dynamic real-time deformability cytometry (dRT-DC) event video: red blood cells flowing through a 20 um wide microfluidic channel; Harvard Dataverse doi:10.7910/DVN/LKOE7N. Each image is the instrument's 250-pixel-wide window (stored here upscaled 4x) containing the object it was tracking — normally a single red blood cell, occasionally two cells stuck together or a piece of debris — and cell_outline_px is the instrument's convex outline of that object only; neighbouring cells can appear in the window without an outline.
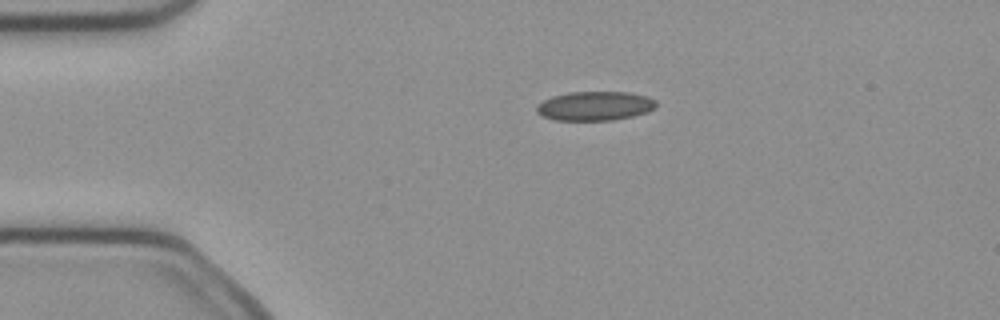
{"species": "common noctule bat (a hibernating species)", "species_latin": "Nyctalus noctula", "temperature_condition": "cold", "stored_images_in_passage": 41, "camera_frame_rate_fps": 3000, "um_per_image_px": 0.085, "animal": {"sex": "female", "body_mass_g": 21.9}, "frame": {"image": 1, "passage_image": 1, "time_ms": 0.0, "image_size_px": [1000, 320], "cell_outline_px": [[656, 108], [648, 112], [632, 116], [612, 120], [552, 120], [536, 112], [536, 104], [552, 96], [568, 92], [628, 92], [648, 96], [656, 100]], "centroid_in_image_um": [50.57, 9.0], "position_along_channel_um": 34.4, "area_um2": 20.46}}
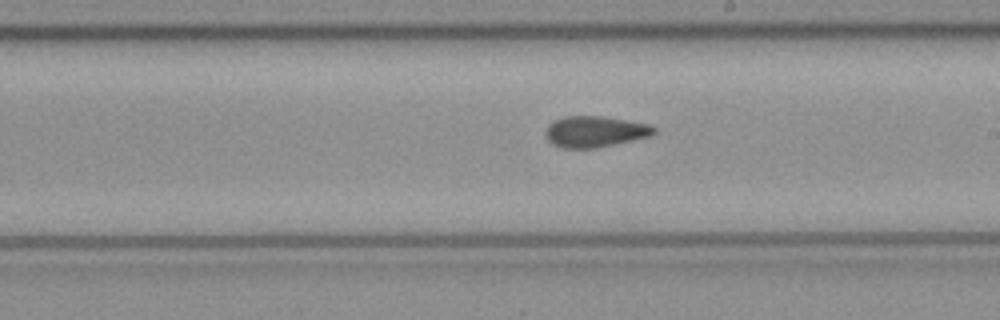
{"frame": {"image": 2, "passage_image": 19, "time_ms": 6.0, "image_size_px": [1000, 320], "cell_outline_px": [[656, 132], [652, 136], [592, 148], [560, 148], [552, 144], [548, 140], [544, 132], [548, 124], [552, 120], [564, 116], [600, 116], [648, 124], [656, 128]], "centroid_in_image_um": [50.51, 11.18], "position_along_channel_um": 238.5, "area_um2": 19.59}}
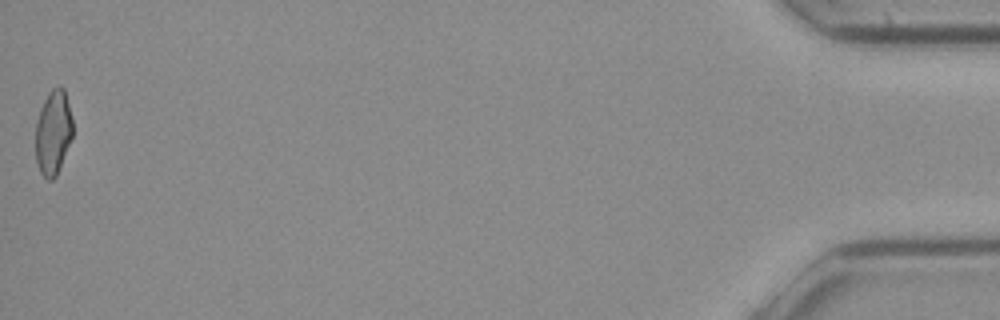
{"frame": {"image": 3, "passage_image": 41, "time_ms": 13.333, "image_size_px": [1000, 320], "cell_outline_px": [[72, 136], [56, 176], [52, 180], [48, 180], [40, 172], [36, 160], [36, 120], [40, 108], [48, 92], [52, 88], [60, 84], [64, 88], [72, 120]], "centroid_in_image_um": [4.51, 11.22], "position_along_channel_um": 430.7, "area_um2": 18.21}, "authors_computed_cell_mechanics": {"area_um2": 19.652, "velocity_mm_per_s": 4.0364, "shape_relaxation_time_tau1_ms": null, "shape_relaxation_time_tau2_ms": 2.247, "deformation_change_tau1": null, "deformation_change_tau2": 0.0971}}